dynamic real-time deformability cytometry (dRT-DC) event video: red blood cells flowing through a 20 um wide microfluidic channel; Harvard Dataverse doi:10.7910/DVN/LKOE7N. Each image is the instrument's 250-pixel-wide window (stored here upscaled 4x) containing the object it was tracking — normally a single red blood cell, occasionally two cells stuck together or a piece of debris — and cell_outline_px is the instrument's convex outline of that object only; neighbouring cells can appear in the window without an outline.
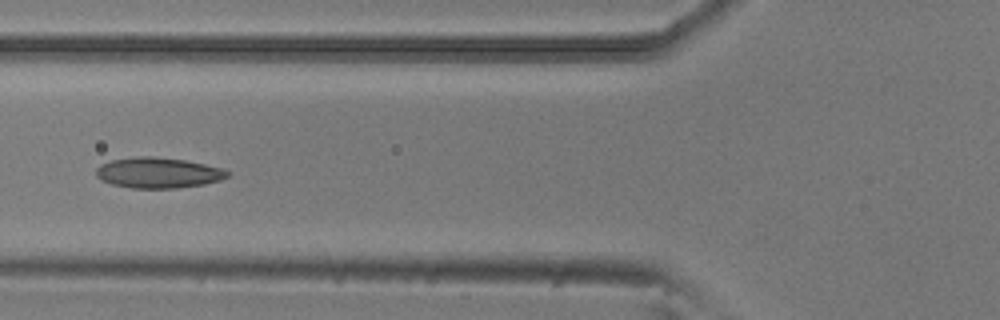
{"species": "common noctule bat (a hibernating species)", "species_latin": "Nyctalus noctula", "temperature_condition": "room temperature", "stored_images_in_passage": 6, "camera_frame_rate_fps": 3000, "um_per_image_px": 0.085, "animal": {"sex": "male", "body_mass_g": 20.5, "forearm_length_mm": 52.5}, "frame": {"image": 1, "passage_image": 5, "time_ms": 1.333, "image_size_px": [1000, 320], "cell_outline_px": [[228, 176], [220, 180], [204, 184], [176, 188], [132, 188], [112, 184], [100, 180], [96, 176], [96, 168], [100, 164], [112, 160], [140, 156], [152, 156], [184, 160], [204, 164], [220, 168], [228, 172]], "centroid_in_image_um": [13.4, 14.69], "position_along_channel_um": 112.4, "area_um2": 23.24}}
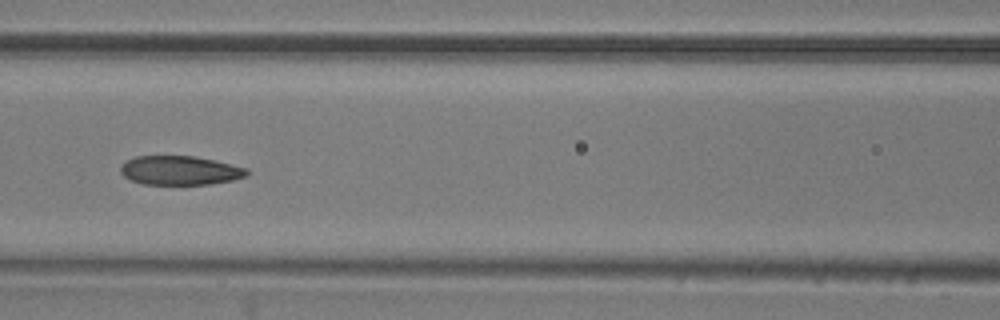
{"frame": {"image": 2, "passage_image": 6, "time_ms": 1.667, "image_size_px": [1000, 320], "cell_outline_px": [[248, 176], [232, 180], [208, 184], [144, 184], [132, 180], [124, 176], [120, 172], [120, 168], [128, 160], [136, 156], [192, 156], [212, 160], [248, 168]], "centroid_in_image_um": [15.31, 14.49], "position_along_channel_um": 151.3, "area_um2": 21.1}}